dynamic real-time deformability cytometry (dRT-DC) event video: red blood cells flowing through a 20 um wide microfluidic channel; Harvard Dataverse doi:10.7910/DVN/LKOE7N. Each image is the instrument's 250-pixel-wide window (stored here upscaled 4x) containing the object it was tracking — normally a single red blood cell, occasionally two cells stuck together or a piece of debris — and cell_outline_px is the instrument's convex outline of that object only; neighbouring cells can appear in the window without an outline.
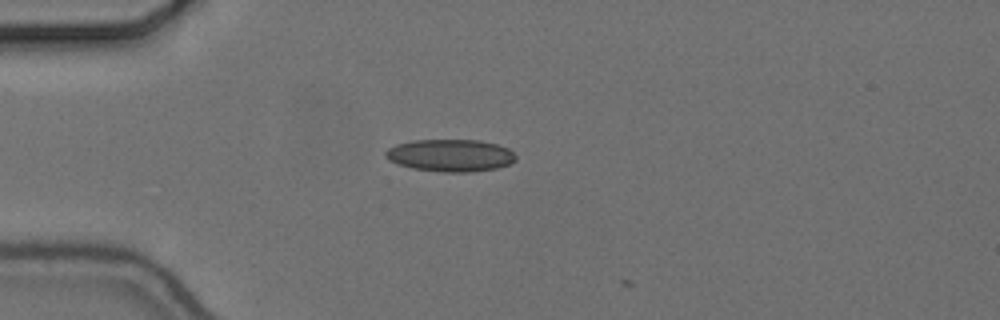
{"species": "common noctule bat (a hibernating species)", "species_latin": "Nyctalus noctula", "temperature_condition": "cold", "stored_images_in_passage": 16, "camera_frame_rate_fps": 3000, "um_per_image_px": 0.085, "animal": {"sex": "female", "body_mass_g": 24.6, "forearm_length_mm": 56.2}, "frame": {"image": 1, "passage_image": 15, "time_ms": 4.667, "image_size_px": [1000, 320], "cell_outline_px": [[516, 160], [508, 164], [496, 168], [472, 172], [440, 172], [412, 168], [396, 164], [388, 160], [384, 156], [384, 152], [388, 148], [396, 144], [412, 140], [480, 140], [496, 144], [508, 148], [516, 156]], "centroid_in_image_um": [38.24, 13.21], "position_along_channel_um": 46.8, "area_um2": 24.68}}